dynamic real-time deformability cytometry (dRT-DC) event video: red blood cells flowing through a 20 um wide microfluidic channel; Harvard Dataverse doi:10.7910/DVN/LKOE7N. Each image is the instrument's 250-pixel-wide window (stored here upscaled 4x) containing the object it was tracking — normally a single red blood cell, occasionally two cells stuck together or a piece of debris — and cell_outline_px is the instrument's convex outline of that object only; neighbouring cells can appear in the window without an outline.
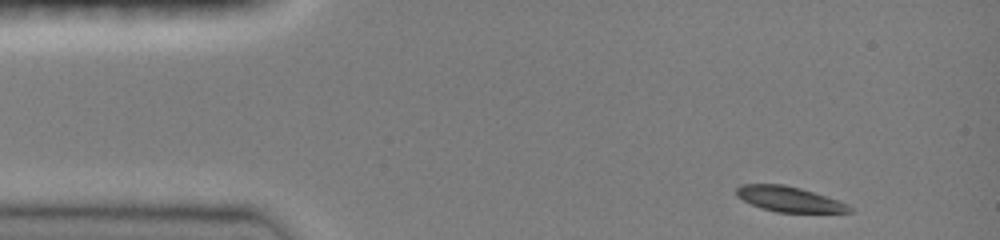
{"species": "common noctule bat (a hibernating species)", "species_latin": "Nyctalus noctula", "temperature_condition": "room temperature", "stored_images_in_passage": 12, "camera_frame_rate_fps": 3000, "um_per_image_px": 0.085, "animal": {"sex": "female", "body_mass_g": 19.0, "forearm_length_mm": 51.5}, "frame": {"image": 1, "passage_image": 1, "time_ms": 0.0, "image_size_px": [1000, 240], "cell_outline_px": [[852, 212], [776, 212], [760, 208], [736, 196], [736, 188], [740, 184], [784, 184], [800, 188], [848, 204], [852, 208]], "centroid_in_image_um": [67.03, 16.92], "position_along_channel_um": 18.0, "area_um2": 16.42}}
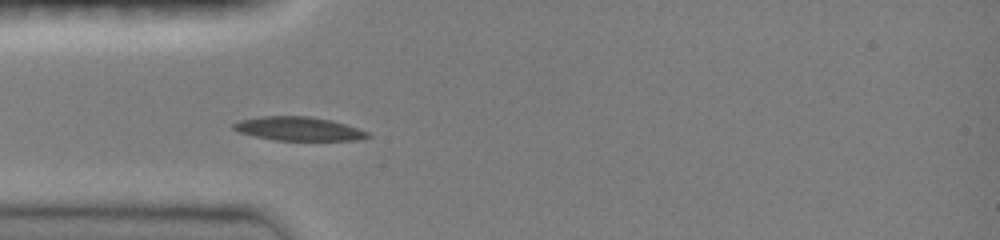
{"frame": {"image": 2, "passage_image": 9, "time_ms": 3.0, "image_size_px": [1000, 240], "cell_outline_px": [[372, 136], [360, 140], [276, 140], [256, 136], [240, 132], [232, 128], [232, 124], [240, 120], [260, 116], [312, 116], [332, 120], [372, 132]], "centroid_in_image_um": [25.45, 10.94], "position_along_channel_um": 59.5, "area_um2": 18.73}}
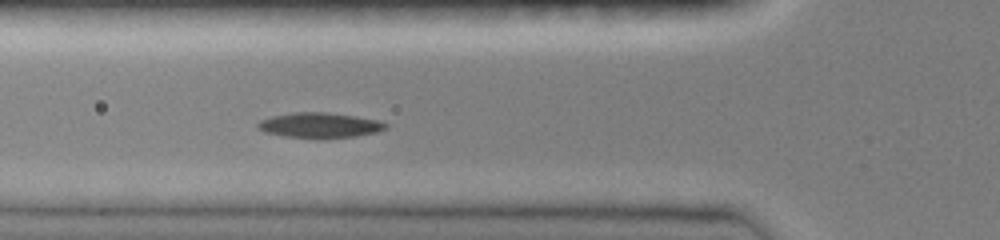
{"frame": {"image": 3, "passage_image": 12, "time_ms": 4.0, "image_size_px": [1000, 240], "cell_outline_px": [[388, 128], [376, 132], [356, 136], [284, 136], [264, 132], [256, 128], [256, 124], [260, 120], [272, 116], [292, 112], [328, 112], [356, 116], [380, 120], [388, 124]], "centroid_in_image_um": [27.17, 10.6], "position_along_channel_um": 98.6, "area_um2": 18.32}}